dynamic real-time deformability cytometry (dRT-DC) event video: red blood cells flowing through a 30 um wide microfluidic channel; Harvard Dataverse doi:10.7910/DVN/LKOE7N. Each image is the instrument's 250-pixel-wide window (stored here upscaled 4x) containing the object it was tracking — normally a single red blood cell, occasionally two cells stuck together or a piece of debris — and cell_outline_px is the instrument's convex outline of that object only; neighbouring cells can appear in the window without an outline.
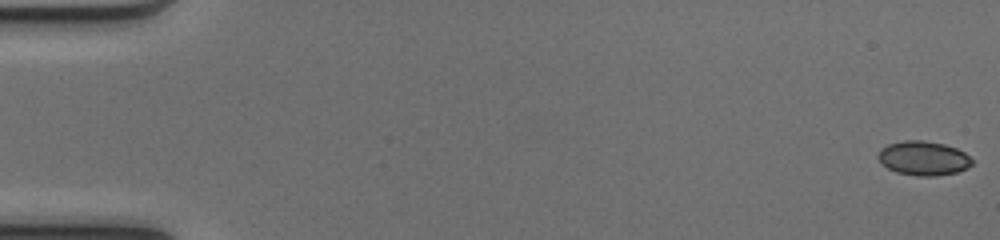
{"species": "common noctule bat (a hibernating species)", "species_latin": "Nyctalus noctula", "temperature_condition": "cold", "stored_images_in_passage": 51, "camera_frame_rate_fps": 3000, "um_per_image_px": 0.085, "animal": {"sex": "female", "body_mass_g": 17.0, "forearm_length_mm": 48.0}, "frame": {"image": 1, "passage_image": 1, "time_ms": 0.0, "image_size_px": [1000, 240], "cell_outline_px": [[972, 164], [968, 168], [956, 172], [936, 176], [916, 176], [896, 172], [888, 168], [876, 156], [880, 148], [888, 144], [904, 140], [924, 140], [944, 144], [956, 148], [964, 152], [972, 160]], "centroid_in_image_um": [78.48, 13.44], "position_along_channel_um": 6.5, "area_um2": 18.79}}
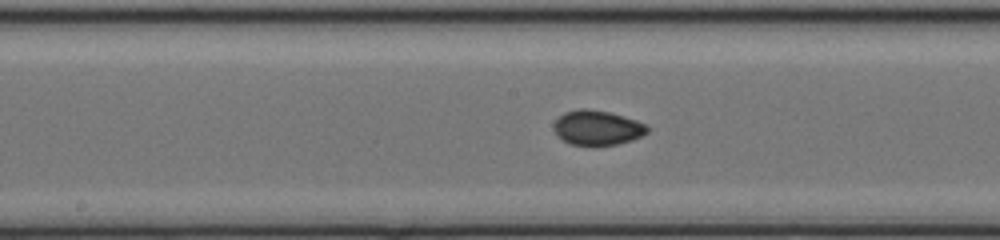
{"frame": {"image": 2, "passage_image": 27, "time_ms": 8.667, "image_size_px": [1000, 240], "cell_outline_px": [[648, 132], [632, 140], [616, 144], [572, 144], [556, 136], [552, 128], [552, 124], [564, 112], [580, 108], [584, 108], [608, 112], [624, 116], [636, 120], [644, 124], [648, 128]], "centroid_in_image_um": [50.72, 10.84], "position_along_channel_um": 197.5, "area_um2": 18.67}}
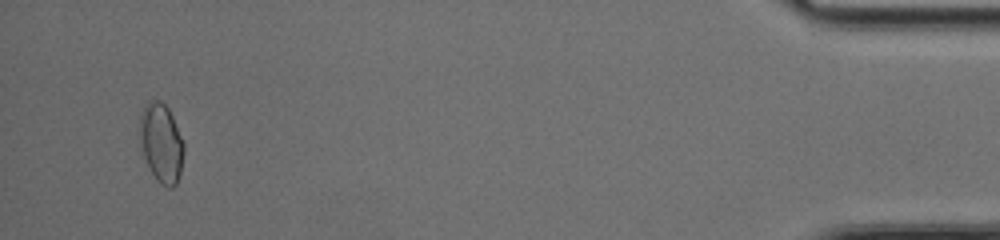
{"frame": {"image": 3, "passage_image": 49, "time_ms": 16.0, "image_size_px": [1000, 240], "cell_outline_px": [[184, 152], [180, 172], [176, 184], [172, 188], [168, 188], [160, 184], [156, 180], [144, 156], [140, 144], [140, 112], [148, 100], [160, 100], [168, 108], [172, 116], [184, 144]], "centroid_in_image_um": [13.7, 12.14], "position_along_channel_um": 421.5, "area_um2": 20.23}, "authors_computed_cell_mechanics": {"area_um2": 18.4382, "velocity_mm_per_s": 4.1406, "shape_relaxation_time_tau1_ms": 11.2369, "shape_relaxation_time_tau2_ms": null, "deformation_change_tau1": 0.1461, "deformation_change_tau2": null}}